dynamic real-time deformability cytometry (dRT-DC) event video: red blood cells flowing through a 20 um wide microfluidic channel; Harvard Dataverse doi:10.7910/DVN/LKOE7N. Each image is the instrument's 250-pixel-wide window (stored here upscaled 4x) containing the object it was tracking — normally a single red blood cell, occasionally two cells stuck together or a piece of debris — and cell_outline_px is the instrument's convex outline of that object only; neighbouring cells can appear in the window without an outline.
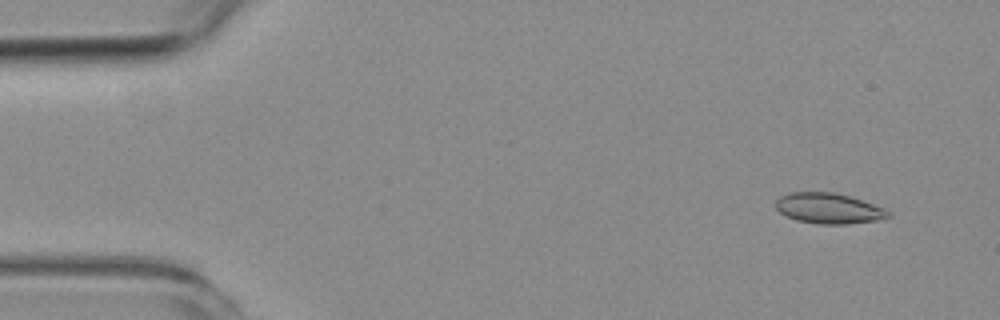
{"species": "common noctule bat (a hibernating species)", "species_latin": "Nyctalus noctula", "temperature_condition": "room temperature", "stored_images_in_passage": 4, "camera_frame_rate_fps": 3000, "um_per_image_px": 0.085, "animal": {"sex": "female", "body_mass_g": 19.3, "forearm_length_mm": 54.1}, "frame": {"image": 1, "passage_image": 1, "time_ms": 0.0, "image_size_px": [1000, 320], "cell_outline_px": [[892, 216], [876, 220], [848, 224], [820, 224], [796, 220], [780, 212], [776, 208], [776, 200], [780, 196], [788, 192], [832, 192], [848, 196], [884, 208], [892, 212]], "centroid_in_image_um": [70.43, 17.71], "position_along_channel_um": 14.6, "area_um2": 19.88}}
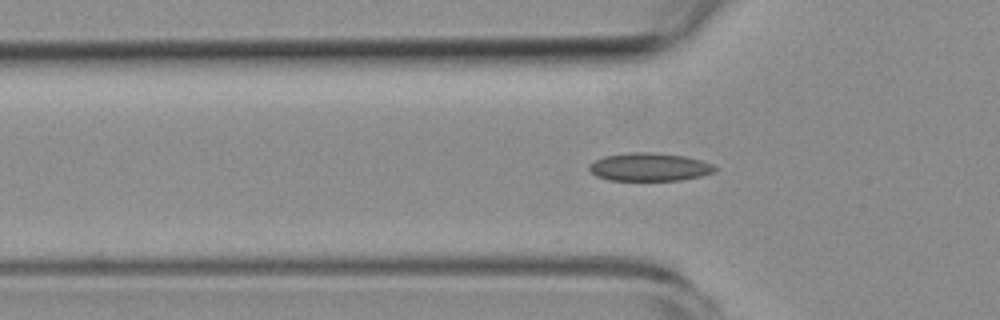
{"frame": {"image": 2, "passage_image": 4, "time_ms": 4.333, "image_size_px": [1000, 320], "cell_outline_px": [[716, 168], [712, 172], [700, 176], [680, 180], [608, 180], [596, 176], [588, 168], [588, 164], [604, 156], [628, 152], [652, 152], [684, 156], [700, 160], [712, 164]], "centroid_in_image_um": [55.15, 14.19], "position_along_channel_um": 70.6, "area_um2": 20.46}}